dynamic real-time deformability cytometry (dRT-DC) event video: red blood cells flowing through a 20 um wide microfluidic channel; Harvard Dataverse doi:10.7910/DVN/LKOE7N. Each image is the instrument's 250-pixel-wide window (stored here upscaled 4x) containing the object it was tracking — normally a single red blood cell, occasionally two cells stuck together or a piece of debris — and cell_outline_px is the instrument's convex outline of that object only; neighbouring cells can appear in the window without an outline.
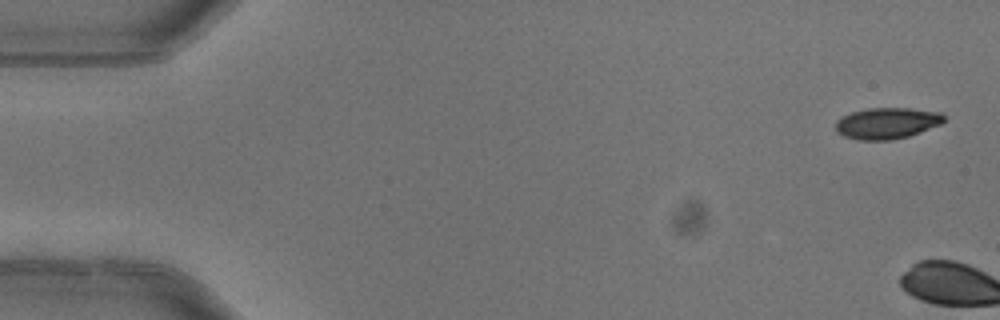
{"species": "common noctule bat (a hibernating species)", "species_latin": "Nyctalus noctula", "temperature_condition": "warm", "stored_images_in_passage": 3, "camera_frame_rate_fps": 3000, "um_per_image_px": 0.085, "animal": {"sex": "female"}, "frame": {"image": 1, "passage_image": 1, "time_ms": 0.0, "image_size_px": [1000, 320], "cell_outline_px": [[944, 120], [940, 124], [920, 132], [908, 136], [888, 140], [860, 140], [844, 136], [836, 132], [836, 120], [852, 112], [868, 108], [908, 108], [940, 112], [944, 116]], "centroid_in_image_um": [75.37, 10.47], "position_along_channel_um": 9.6, "area_um2": 19.54}}